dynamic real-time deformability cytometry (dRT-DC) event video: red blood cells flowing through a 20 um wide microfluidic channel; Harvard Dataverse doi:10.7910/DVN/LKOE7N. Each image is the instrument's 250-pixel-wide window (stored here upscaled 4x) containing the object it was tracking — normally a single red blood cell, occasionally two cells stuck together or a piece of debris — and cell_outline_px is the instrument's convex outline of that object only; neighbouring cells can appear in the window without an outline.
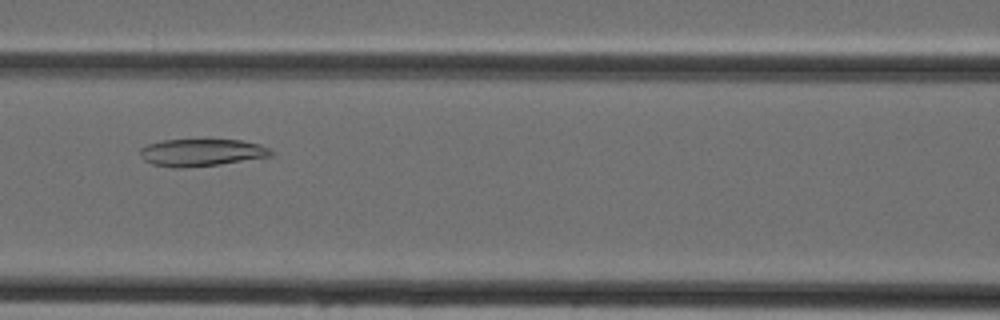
{"species": "Egyptian fruit bat (a non-hibernating species)", "species_latin": "Rousettus aegyptiacus", "temperature_condition": "cold", "stored_images_in_passage": 31, "camera_frame_rate_fps": 3000, "um_per_image_px": 0.085, "animal": {"sex": "female"}, "frame": {"image": 1, "passage_image": 15, "time_ms": 4.667, "image_size_px": [1000, 320], "cell_outline_px": [[272, 156], [220, 164], [180, 168], [172, 168], [152, 164], [144, 160], [140, 156], [140, 148], [148, 144], [164, 140], [240, 140], [260, 144], [268, 148], [272, 152]], "centroid_in_image_um": [17.1, 12.97], "position_along_channel_um": 149.5, "area_um2": 20.69}}
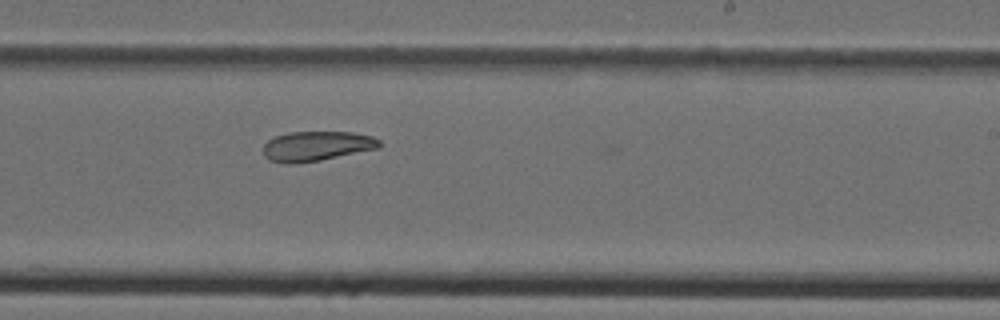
{"frame": {"image": 2, "passage_image": 23, "time_ms": 7.333, "image_size_px": [1000, 320], "cell_outline_px": [[380, 148], [320, 160], [292, 164], [288, 164], [268, 160], [264, 156], [264, 144], [268, 140], [276, 136], [288, 132], [352, 132], [372, 136], [380, 140]], "centroid_in_image_um": [26.91, 12.42], "position_along_channel_um": 262.1, "area_um2": 20.17}}
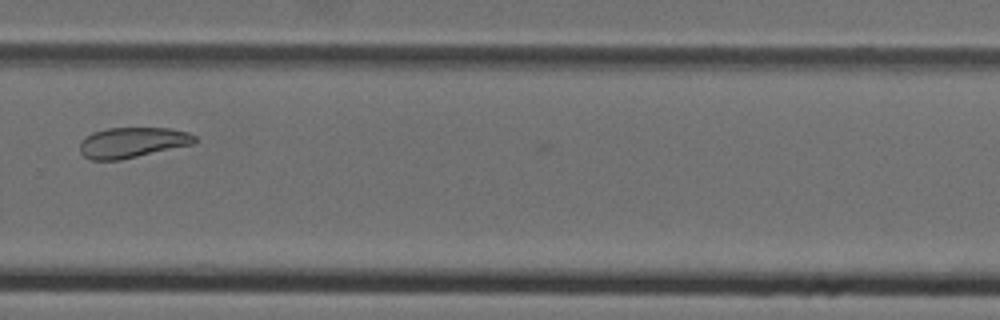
{"frame": {"image": 3, "passage_image": 27, "time_ms": 8.667, "image_size_px": [1000, 320], "cell_outline_px": [[196, 140], [192, 144], [120, 160], [92, 160], [84, 156], [80, 152], [80, 144], [92, 132], [108, 128], [168, 128], [188, 132], [196, 136]], "centroid_in_image_um": [11.25, 12.11], "position_along_channel_um": 318.6, "area_um2": 20.11}}